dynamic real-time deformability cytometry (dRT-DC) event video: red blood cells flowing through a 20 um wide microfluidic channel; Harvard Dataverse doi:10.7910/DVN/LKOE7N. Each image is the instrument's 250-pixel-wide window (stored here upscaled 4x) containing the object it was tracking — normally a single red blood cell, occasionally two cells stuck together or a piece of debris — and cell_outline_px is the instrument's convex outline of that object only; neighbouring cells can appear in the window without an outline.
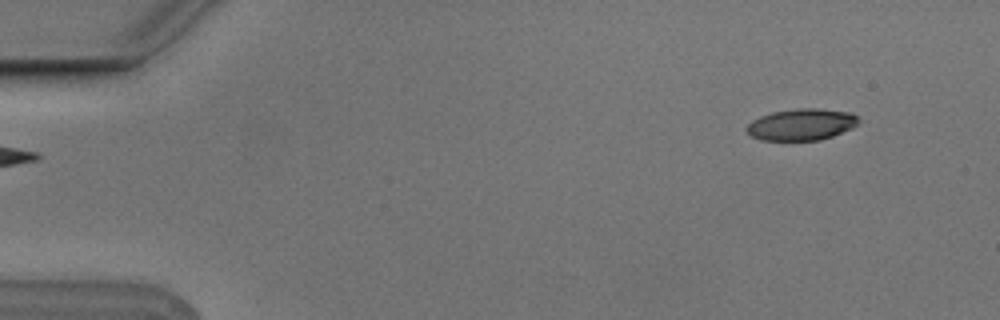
{"species": "Egyptian fruit bat (a non-hibernating species)", "species_latin": "Rousettus aegyptiacus", "temperature_condition": "cold", "stored_images_in_passage": 5, "camera_frame_rate_fps": 3000, "um_per_image_px": 0.085, "animal": {"sex": "male"}, "frame": {"image": 1, "passage_image": 2, "time_ms": 0.333, "image_size_px": [1000, 320], "cell_outline_px": [[860, 120], [852, 128], [832, 136], [820, 140], [760, 140], [752, 136], [744, 128], [752, 120], [760, 116], [772, 112], [796, 108], [816, 108], [852, 112]], "centroid_in_image_um": [68.11, 10.57], "position_along_channel_um": 16.9, "area_um2": 20.63}}
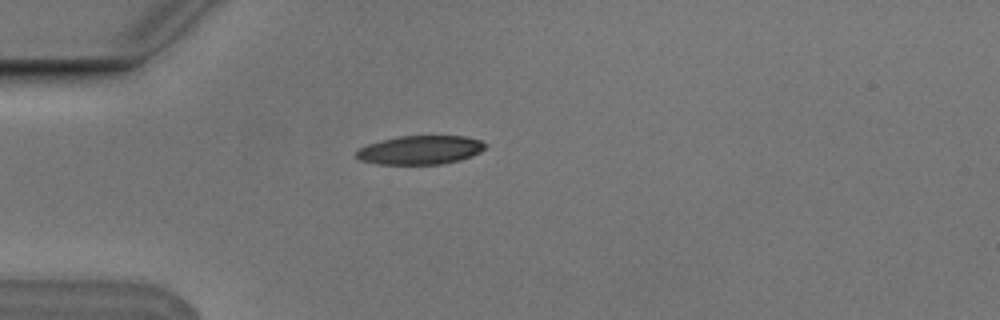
{"frame": {"image": 2, "passage_image": 4, "time_ms": 1.0, "image_size_px": [1000, 320], "cell_outline_px": [[488, 144], [480, 152], [472, 156], [460, 160], [444, 164], [376, 164], [360, 160], [356, 156], [356, 148], [380, 140], [400, 136], [464, 136], [480, 140]], "centroid_in_image_um": [35.71, 12.75], "position_along_channel_um": 49.3, "area_um2": 21.79}}